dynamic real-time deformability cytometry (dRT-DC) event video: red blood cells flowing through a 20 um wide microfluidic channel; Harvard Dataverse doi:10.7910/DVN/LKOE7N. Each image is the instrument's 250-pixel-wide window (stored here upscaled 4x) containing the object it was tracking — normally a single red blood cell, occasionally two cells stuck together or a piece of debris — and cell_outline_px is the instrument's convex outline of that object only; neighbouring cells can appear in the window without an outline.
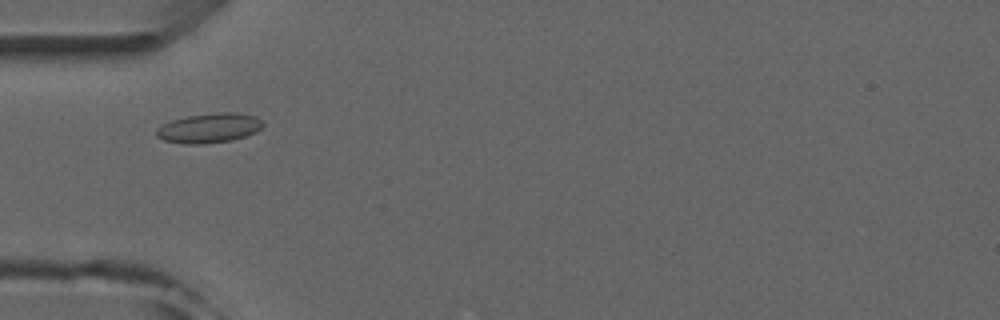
{"species": "common noctule bat (a hibernating species)", "species_latin": "Nyctalus noctula", "temperature_condition": "room temperature", "stored_images_in_passage": 6, "camera_frame_rate_fps": 3000, "um_per_image_px": 0.085, "animal": {"sex": "male", "forearm_length_mm": 52.5}, "frame": {"image": 1, "passage_image": 3, "time_ms": 2.333, "image_size_px": [1000, 320], "cell_outline_px": [[264, 124], [256, 132], [232, 140], [204, 144], [184, 144], [164, 140], [156, 136], [156, 128], [160, 124], [172, 120], [188, 116], [216, 112], [236, 112], [256, 116]], "centroid_in_image_um": [17.75, 10.88], "position_along_channel_um": 67.2, "area_um2": 18.5}}
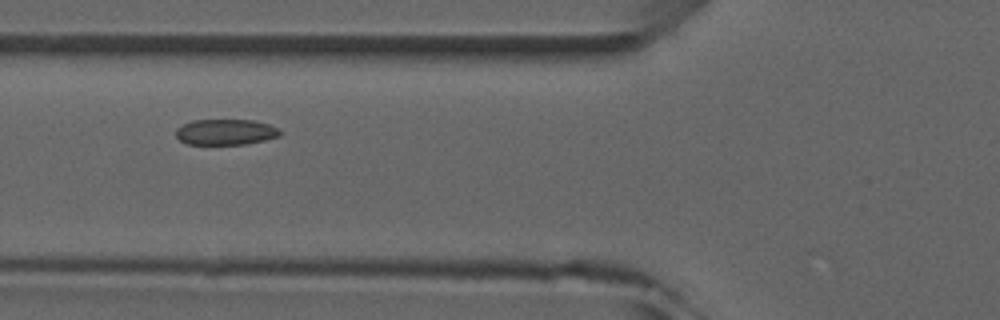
{"frame": {"image": 2, "passage_image": 4, "time_ms": 3.333, "image_size_px": [1000, 320], "cell_outline_px": [[280, 136], [264, 140], [244, 144], [188, 144], [180, 140], [176, 136], [176, 128], [192, 120], [252, 120], [268, 124], [276, 128], [280, 132]], "centroid_in_image_um": [19.15, 11.22], "position_along_channel_um": 106.7, "area_um2": 15.43}}
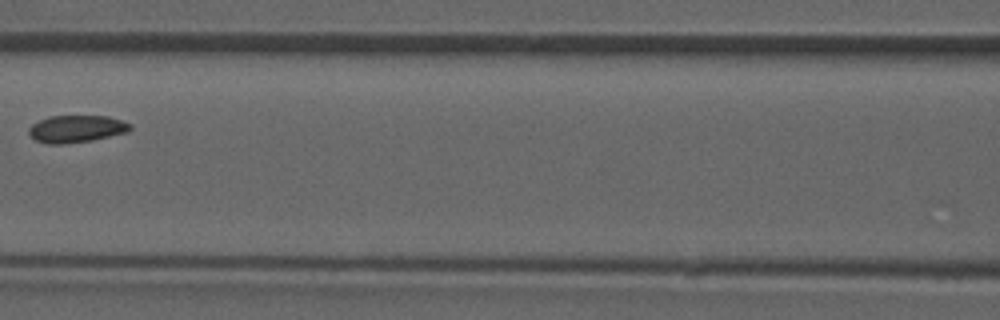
{"frame": {"image": 3, "passage_image": 5, "time_ms": 4.667, "image_size_px": [1000, 320], "cell_outline_px": [[132, 128], [128, 132], [92, 140], [64, 144], [48, 144], [36, 140], [28, 132], [28, 128], [32, 124], [48, 116], [108, 116], [132, 124]], "centroid_in_image_um": [6.5, 10.95], "position_along_channel_um": 160.1, "area_um2": 16.07}}